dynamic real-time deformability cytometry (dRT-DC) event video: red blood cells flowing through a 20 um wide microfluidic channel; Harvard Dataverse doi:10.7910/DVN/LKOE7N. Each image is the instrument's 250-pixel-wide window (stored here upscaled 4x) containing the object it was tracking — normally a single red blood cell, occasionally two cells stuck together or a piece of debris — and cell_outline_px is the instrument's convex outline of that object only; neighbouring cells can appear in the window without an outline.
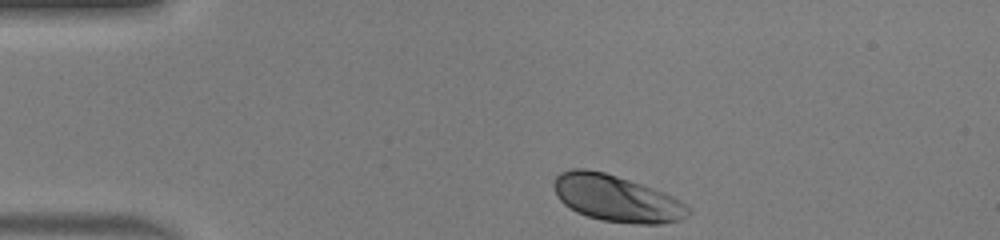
{"species": "human", "species_latin": "Homo sapiens", "temperature_condition": "warm", "stored_images_in_passage": 33, "camera_frame_rate_fps": 3000, "um_per_image_px": 0.085, "donor": {"sex": "male"}, "frame": {"image": 1, "passage_image": 1, "time_ms": 0.0, "image_size_px": [1000, 240], "cell_outline_px": [[692, 212], [688, 216], [680, 220], [660, 224], [636, 224], [600, 220], [576, 212], [564, 204], [556, 196], [552, 184], [556, 176], [560, 172], [572, 168], [584, 168], [604, 172], [664, 192], [680, 200], [692, 208]], "centroid_in_image_um": [52.4, 16.87], "position_along_channel_um": 32.6, "area_um2": 36.65}}
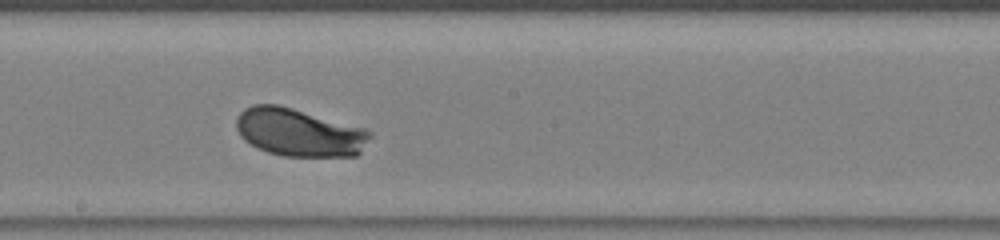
{"frame": {"image": 2, "passage_image": 19, "time_ms": 6.0, "image_size_px": [1000, 240], "cell_outline_px": [[372, 136], [360, 152], [356, 156], [284, 156], [268, 152], [256, 148], [244, 140], [240, 136], [236, 128], [236, 120], [240, 112], [244, 108], [252, 104], [276, 104], [292, 108], [364, 128], [372, 132]], "centroid_in_image_um": [25.4, 11.26], "position_along_channel_um": 222.8, "area_um2": 37.34}}
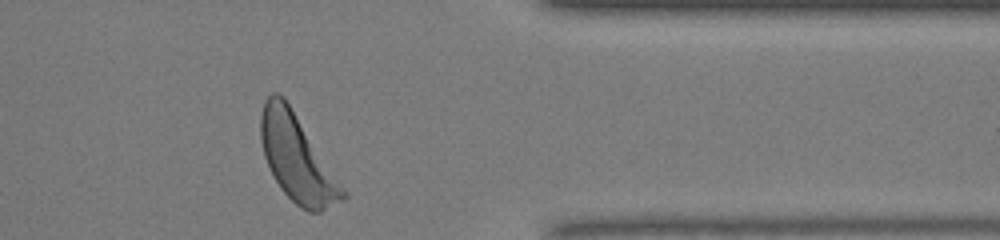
{"frame": {"image": 3, "passage_image": 32, "time_ms": 10.333, "image_size_px": [1000, 240], "cell_outline_px": [[348, 196], [344, 200], [320, 212], [308, 212], [300, 208], [280, 188], [264, 156], [260, 140], [260, 116], [264, 100], [272, 92], [276, 92], [284, 96], [348, 192]], "centroid_in_image_um": [25.26, 13.46], "position_along_channel_um": 386.1, "area_um2": 41.38}, "authors_computed_cell_mechanics": {"area_um2": 36.6452, "velocity_mm_per_s": 4.0969, "shape_relaxation_time_tau1_ms": 1.3385, "shape_relaxation_time_tau2_ms": null, "deformation_change_tau1": 0.134, "deformation_change_tau2": null}}